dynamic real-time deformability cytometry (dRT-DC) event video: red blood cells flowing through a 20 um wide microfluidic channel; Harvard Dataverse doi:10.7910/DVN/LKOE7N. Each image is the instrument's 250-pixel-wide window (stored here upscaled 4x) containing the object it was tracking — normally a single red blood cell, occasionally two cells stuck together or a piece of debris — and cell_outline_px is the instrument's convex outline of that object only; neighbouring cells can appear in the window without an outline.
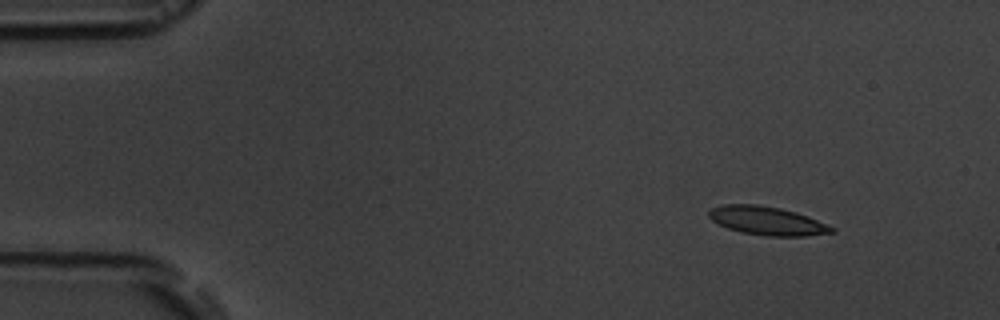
{"species": "common noctule bat (a hibernating species)", "species_latin": "Nyctalus noctula", "temperature_condition": "room temperature", "stored_images_in_passage": 5, "camera_frame_rate_fps": 3000, "um_per_image_px": 0.085, "animal": {"sex": "male", "body_mass_g": 19.5, "forearm_length_mm": 54.6}, "frame": {"image": 1, "passage_image": 1, "time_ms": 0.0, "image_size_px": [1000, 320], "cell_outline_px": [[836, 232], [804, 236], [764, 236], [740, 232], [728, 228], [712, 220], [708, 216], [708, 212], [712, 208], [724, 204], [756, 204], [780, 208], [796, 212], [808, 216], [836, 228]], "centroid_in_image_um": [65.22, 18.77], "position_along_channel_um": 19.8, "area_um2": 20.46}}
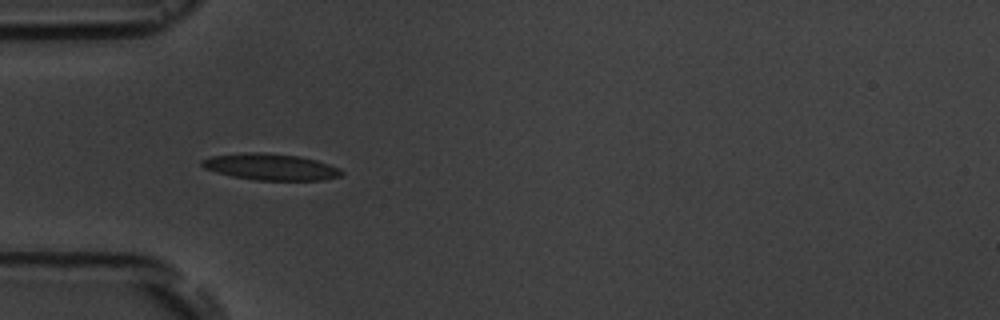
{"frame": {"image": 2, "passage_image": 4, "time_ms": 3.667, "image_size_px": [1000, 320], "cell_outline_px": [[344, 172], [340, 176], [324, 180], [256, 180], [232, 176], [216, 172], [204, 168], [200, 164], [200, 160], [212, 156], [244, 152], [264, 152], [300, 156], [316, 160], [340, 168]], "centroid_in_image_um": [23.0, 14.18], "position_along_channel_um": 62.0, "area_um2": 21.62}}
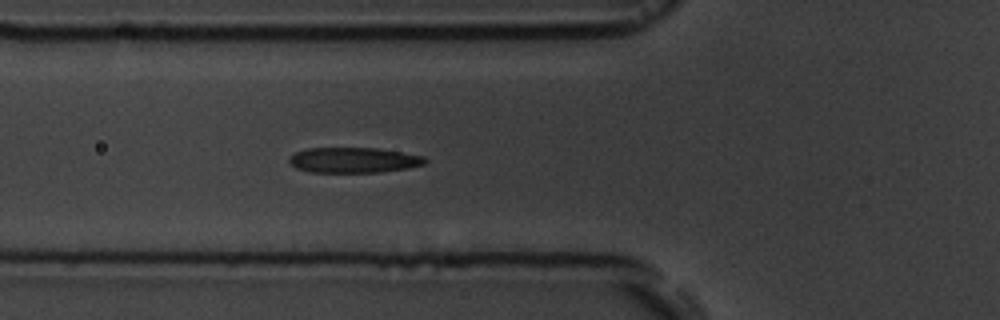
{"frame": {"image": 3, "passage_image": 5, "time_ms": 4.667, "image_size_px": [1000, 320], "cell_outline_px": [[428, 160], [424, 164], [408, 168], [380, 172], [308, 172], [296, 168], [288, 160], [288, 156], [296, 152], [308, 148], [380, 148], [424, 156]], "centroid_in_image_um": [30.06, 13.6], "position_along_channel_um": 95.7, "area_um2": 20.17}}